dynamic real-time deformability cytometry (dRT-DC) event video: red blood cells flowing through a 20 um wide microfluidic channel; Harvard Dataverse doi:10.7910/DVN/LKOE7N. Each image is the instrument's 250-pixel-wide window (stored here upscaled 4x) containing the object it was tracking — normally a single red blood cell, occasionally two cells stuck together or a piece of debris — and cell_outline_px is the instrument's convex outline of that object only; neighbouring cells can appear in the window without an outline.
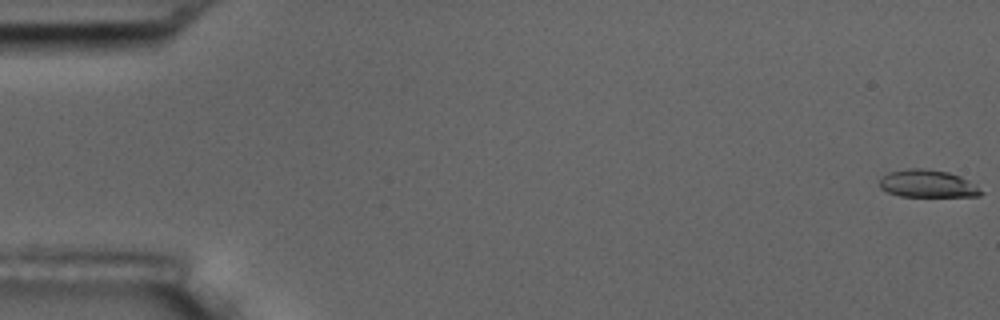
{"species": "common noctule bat (a hibernating species)", "species_latin": "Nyctalus noctula", "temperature_condition": "room temperature", "stored_images_in_passage": 5, "camera_frame_rate_fps": 3000, "um_per_image_px": 0.085, "animal": {"sex": "male", "body_mass_g": 17.5, "forearm_length_mm": 52.3}, "frame": {"image": 1, "passage_image": 1, "time_ms": 0.0, "image_size_px": [1000, 320], "cell_outline_px": [[984, 192], [980, 196], [900, 196], [888, 192], [880, 188], [880, 176], [888, 172], [908, 168], [920, 168], [948, 172], [960, 176], [976, 184]], "centroid_in_image_um": [78.84, 15.61], "position_along_channel_um": 6.2, "area_um2": 16.36}}
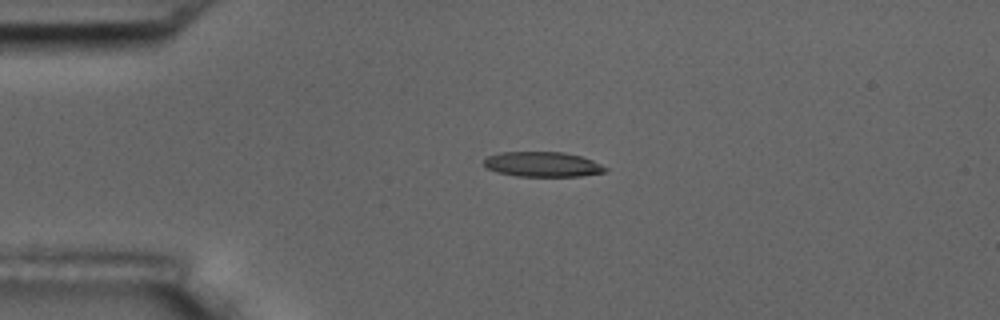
{"frame": {"image": 2, "passage_image": 4, "time_ms": 1.0, "image_size_px": [1000, 320], "cell_outline_px": [[608, 168], [604, 172], [580, 176], [516, 176], [496, 172], [488, 168], [484, 164], [484, 160], [488, 156], [500, 152], [564, 152], [580, 156], [592, 160]], "centroid_in_image_um": [46.1, 13.96], "position_along_channel_um": 38.9, "area_um2": 17.57}}